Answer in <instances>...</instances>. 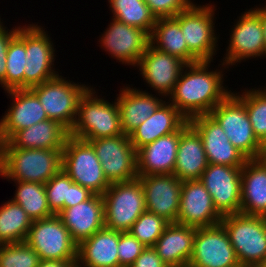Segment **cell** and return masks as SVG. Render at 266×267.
Returning a JSON list of instances; mask_svg holds the SVG:
<instances>
[{"instance_id":"obj_1","label":"cell","mask_w":266,"mask_h":267,"mask_svg":"<svg viewBox=\"0 0 266 267\" xmlns=\"http://www.w3.org/2000/svg\"><path fill=\"white\" fill-rule=\"evenodd\" d=\"M210 64V61L187 64L168 97V101L188 120L198 115L210 114L232 92L228 86H223L222 67L211 70Z\"/></svg>"},{"instance_id":"obj_2","label":"cell","mask_w":266,"mask_h":267,"mask_svg":"<svg viewBox=\"0 0 266 267\" xmlns=\"http://www.w3.org/2000/svg\"><path fill=\"white\" fill-rule=\"evenodd\" d=\"M63 149H21L0 143V176L7 181L47 183L62 169Z\"/></svg>"},{"instance_id":"obj_3","label":"cell","mask_w":266,"mask_h":267,"mask_svg":"<svg viewBox=\"0 0 266 267\" xmlns=\"http://www.w3.org/2000/svg\"><path fill=\"white\" fill-rule=\"evenodd\" d=\"M97 93L90 85L80 97L71 136L89 141L123 134L116 99L111 103Z\"/></svg>"},{"instance_id":"obj_4","label":"cell","mask_w":266,"mask_h":267,"mask_svg":"<svg viewBox=\"0 0 266 267\" xmlns=\"http://www.w3.org/2000/svg\"><path fill=\"white\" fill-rule=\"evenodd\" d=\"M242 266L258 267L266 255V217L236 213L222 217Z\"/></svg>"},{"instance_id":"obj_5","label":"cell","mask_w":266,"mask_h":267,"mask_svg":"<svg viewBox=\"0 0 266 267\" xmlns=\"http://www.w3.org/2000/svg\"><path fill=\"white\" fill-rule=\"evenodd\" d=\"M215 4H192L175 18L179 21L189 52L198 61L213 62L219 36L216 34ZM215 18V19H214Z\"/></svg>"},{"instance_id":"obj_6","label":"cell","mask_w":266,"mask_h":267,"mask_svg":"<svg viewBox=\"0 0 266 267\" xmlns=\"http://www.w3.org/2000/svg\"><path fill=\"white\" fill-rule=\"evenodd\" d=\"M105 227L129 232L134 222L146 211L145 194L140 180L113 183L104 194Z\"/></svg>"},{"instance_id":"obj_7","label":"cell","mask_w":266,"mask_h":267,"mask_svg":"<svg viewBox=\"0 0 266 267\" xmlns=\"http://www.w3.org/2000/svg\"><path fill=\"white\" fill-rule=\"evenodd\" d=\"M68 80L58 75L30 90L38 97L48 119L61 123L71 131L76 121L79 99L90 86Z\"/></svg>"},{"instance_id":"obj_8","label":"cell","mask_w":266,"mask_h":267,"mask_svg":"<svg viewBox=\"0 0 266 267\" xmlns=\"http://www.w3.org/2000/svg\"><path fill=\"white\" fill-rule=\"evenodd\" d=\"M62 169L74 183L88 188L94 194L103 195L111 185L93 146L71 135L62 150Z\"/></svg>"},{"instance_id":"obj_9","label":"cell","mask_w":266,"mask_h":267,"mask_svg":"<svg viewBox=\"0 0 266 267\" xmlns=\"http://www.w3.org/2000/svg\"><path fill=\"white\" fill-rule=\"evenodd\" d=\"M210 114L221 125L231 144L248 160L260 159L263 145L253 133L245 104L233 92Z\"/></svg>"},{"instance_id":"obj_10","label":"cell","mask_w":266,"mask_h":267,"mask_svg":"<svg viewBox=\"0 0 266 267\" xmlns=\"http://www.w3.org/2000/svg\"><path fill=\"white\" fill-rule=\"evenodd\" d=\"M25 242L40 260H77L78 244L58 215L34 220Z\"/></svg>"},{"instance_id":"obj_11","label":"cell","mask_w":266,"mask_h":267,"mask_svg":"<svg viewBox=\"0 0 266 267\" xmlns=\"http://www.w3.org/2000/svg\"><path fill=\"white\" fill-rule=\"evenodd\" d=\"M237 18L239 19H236L237 22L235 21L234 27L231 28L229 45L221 61L222 64L218 65H222L223 70L238 65L246 59L266 58L264 31L259 14L250 8Z\"/></svg>"},{"instance_id":"obj_12","label":"cell","mask_w":266,"mask_h":267,"mask_svg":"<svg viewBox=\"0 0 266 267\" xmlns=\"http://www.w3.org/2000/svg\"><path fill=\"white\" fill-rule=\"evenodd\" d=\"M88 142L93 146L110 184L138 178L137 151L128 135L123 133L115 137L91 139Z\"/></svg>"},{"instance_id":"obj_13","label":"cell","mask_w":266,"mask_h":267,"mask_svg":"<svg viewBox=\"0 0 266 267\" xmlns=\"http://www.w3.org/2000/svg\"><path fill=\"white\" fill-rule=\"evenodd\" d=\"M27 63L24 68V89H30L59 75L54 66L55 49L47 31L38 25L25 24Z\"/></svg>"},{"instance_id":"obj_14","label":"cell","mask_w":266,"mask_h":267,"mask_svg":"<svg viewBox=\"0 0 266 267\" xmlns=\"http://www.w3.org/2000/svg\"><path fill=\"white\" fill-rule=\"evenodd\" d=\"M240 263L222 225L196 228L188 267H237Z\"/></svg>"},{"instance_id":"obj_15","label":"cell","mask_w":266,"mask_h":267,"mask_svg":"<svg viewBox=\"0 0 266 267\" xmlns=\"http://www.w3.org/2000/svg\"><path fill=\"white\" fill-rule=\"evenodd\" d=\"M242 167L208 164L200 181L212 197L214 207L223 217L240 213Z\"/></svg>"},{"instance_id":"obj_16","label":"cell","mask_w":266,"mask_h":267,"mask_svg":"<svg viewBox=\"0 0 266 267\" xmlns=\"http://www.w3.org/2000/svg\"><path fill=\"white\" fill-rule=\"evenodd\" d=\"M111 19L98 41L100 48L123 65L135 68L150 44L149 34L143 29Z\"/></svg>"},{"instance_id":"obj_17","label":"cell","mask_w":266,"mask_h":267,"mask_svg":"<svg viewBox=\"0 0 266 267\" xmlns=\"http://www.w3.org/2000/svg\"><path fill=\"white\" fill-rule=\"evenodd\" d=\"M187 64L170 54L163 53L150 44L142 54L137 68L151 90L167 98L174 90L180 74Z\"/></svg>"},{"instance_id":"obj_18","label":"cell","mask_w":266,"mask_h":267,"mask_svg":"<svg viewBox=\"0 0 266 267\" xmlns=\"http://www.w3.org/2000/svg\"><path fill=\"white\" fill-rule=\"evenodd\" d=\"M188 122L201 136L209 164L244 166L248 159L231 144L223 128L211 114L192 117Z\"/></svg>"},{"instance_id":"obj_19","label":"cell","mask_w":266,"mask_h":267,"mask_svg":"<svg viewBox=\"0 0 266 267\" xmlns=\"http://www.w3.org/2000/svg\"><path fill=\"white\" fill-rule=\"evenodd\" d=\"M145 194L146 211L177 222L183 182L174 174L138 175Z\"/></svg>"},{"instance_id":"obj_20","label":"cell","mask_w":266,"mask_h":267,"mask_svg":"<svg viewBox=\"0 0 266 267\" xmlns=\"http://www.w3.org/2000/svg\"><path fill=\"white\" fill-rule=\"evenodd\" d=\"M221 220L203 183L200 180L183 181L177 223L201 228L216 225Z\"/></svg>"},{"instance_id":"obj_21","label":"cell","mask_w":266,"mask_h":267,"mask_svg":"<svg viewBox=\"0 0 266 267\" xmlns=\"http://www.w3.org/2000/svg\"><path fill=\"white\" fill-rule=\"evenodd\" d=\"M7 93L12 103L0 119V143L8 141L17 131L48 119L41 102L30 89H14Z\"/></svg>"},{"instance_id":"obj_22","label":"cell","mask_w":266,"mask_h":267,"mask_svg":"<svg viewBox=\"0 0 266 267\" xmlns=\"http://www.w3.org/2000/svg\"><path fill=\"white\" fill-rule=\"evenodd\" d=\"M187 121L178 131L159 137L137 150L138 175L173 174L180 134L189 126Z\"/></svg>"},{"instance_id":"obj_23","label":"cell","mask_w":266,"mask_h":267,"mask_svg":"<svg viewBox=\"0 0 266 267\" xmlns=\"http://www.w3.org/2000/svg\"><path fill=\"white\" fill-rule=\"evenodd\" d=\"M57 215L79 244L105 227L104 199L102 195L93 194L88 200L65 208Z\"/></svg>"},{"instance_id":"obj_24","label":"cell","mask_w":266,"mask_h":267,"mask_svg":"<svg viewBox=\"0 0 266 267\" xmlns=\"http://www.w3.org/2000/svg\"><path fill=\"white\" fill-rule=\"evenodd\" d=\"M121 232L103 227L81 241L76 267H119L118 243Z\"/></svg>"},{"instance_id":"obj_25","label":"cell","mask_w":266,"mask_h":267,"mask_svg":"<svg viewBox=\"0 0 266 267\" xmlns=\"http://www.w3.org/2000/svg\"><path fill=\"white\" fill-rule=\"evenodd\" d=\"M117 96L121 129L125 135L135 130L165 101L146 90L131 88L130 85L121 88Z\"/></svg>"},{"instance_id":"obj_26","label":"cell","mask_w":266,"mask_h":267,"mask_svg":"<svg viewBox=\"0 0 266 267\" xmlns=\"http://www.w3.org/2000/svg\"><path fill=\"white\" fill-rule=\"evenodd\" d=\"M166 101L128 135L136 151L159 137L178 131L188 121L178 109Z\"/></svg>"},{"instance_id":"obj_27","label":"cell","mask_w":266,"mask_h":267,"mask_svg":"<svg viewBox=\"0 0 266 267\" xmlns=\"http://www.w3.org/2000/svg\"><path fill=\"white\" fill-rule=\"evenodd\" d=\"M196 228L169 223L153 248L168 267H188Z\"/></svg>"},{"instance_id":"obj_28","label":"cell","mask_w":266,"mask_h":267,"mask_svg":"<svg viewBox=\"0 0 266 267\" xmlns=\"http://www.w3.org/2000/svg\"><path fill=\"white\" fill-rule=\"evenodd\" d=\"M240 213L266 217V165L261 159L247 160L242 167Z\"/></svg>"},{"instance_id":"obj_29","label":"cell","mask_w":266,"mask_h":267,"mask_svg":"<svg viewBox=\"0 0 266 267\" xmlns=\"http://www.w3.org/2000/svg\"><path fill=\"white\" fill-rule=\"evenodd\" d=\"M208 164L202 138L198 132L189 125L180 134L173 174L182 182L200 180Z\"/></svg>"},{"instance_id":"obj_30","label":"cell","mask_w":266,"mask_h":267,"mask_svg":"<svg viewBox=\"0 0 266 267\" xmlns=\"http://www.w3.org/2000/svg\"><path fill=\"white\" fill-rule=\"evenodd\" d=\"M69 136L65 126L47 119L17 131L7 142L21 149H63Z\"/></svg>"},{"instance_id":"obj_31","label":"cell","mask_w":266,"mask_h":267,"mask_svg":"<svg viewBox=\"0 0 266 267\" xmlns=\"http://www.w3.org/2000/svg\"><path fill=\"white\" fill-rule=\"evenodd\" d=\"M150 45L186 64L199 62L188 50L180 23L175 17L159 18L149 35Z\"/></svg>"},{"instance_id":"obj_32","label":"cell","mask_w":266,"mask_h":267,"mask_svg":"<svg viewBox=\"0 0 266 267\" xmlns=\"http://www.w3.org/2000/svg\"><path fill=\"white\" fill-rule=\"evenodd\" d=\"M32 219L12 199L0 206V244L24 242L27 239Z\"/></svg>"},{"instance_id":"obj_33","label":"cell","mask_w":266,"mask_h":267,"mask_svg":"<svg viewBox=\"0 0 266 267\" xmlns=\"http://www.w3.org/2000/svg\"><path fill=\"white\" fill-rule=\"evenodd\" d=\"M11 181L16 184V192L12 200L25 210L32 221L54 215L49 209L47 194L43 183L17 180Z\"/></svg>"},{"instance_id":"obj_34","label":"cell","mask_w":266,"mask_h":267,"mask_svg":"<svg viewBox=\"0 0 266 267\" xmlns=\"http://www.w3.org/2000/svg\"><path fill=\"white\" fill-rule=\"evenodd\" d=\"M108 3L113 19L151 34L157 19L144 0H108Z\"/></svg>"},{"instance_id":"obj_35","label":"cell","mask_w":266,"mask_h":267,"mask_svg":"<svg viewBox=\"0 0 266 267\" xmlns=\"http://www.w3.org/2000/svg\"><path fill=\"white\" fill-rule=\"evenodd\" d=\"M26 60L25 26H21L7 49L5 92L14 89H24Z\"/></svg>"},{"instance_id":"obj_36","label":"cell","mask_w":266,"mask_h":267,"mask_svg":"<svg viewBox=\"0 0 266 267\" xmlns=\"http://www.w3.org/2000/svg\"><path fill=\"white\" fill-rule=\"evenodd\" d=\"M243 91V92H242ZM233 93L245 104L252 130L259 142L266 143V98L255 88Z\"/></svg>"},{"instance_id":"obj_37","label":"cell","mask_w":266,"mask_h":267,"mask_svg":"<svg viewBox=\"0 0 266 267\" xmlns=\"http://www.w3.org/2000/svg\"><path fill=\"white\" fill-rule=\"evenodd\" d=\"M169 222L150 212H143L134 222L130 233L145 247H153Z\"/></svg>"},{"instance_id":"obj_38","label":"cell","mask_w":266,"mask_h":267,"mask_svg":"<svg viewBox=\"0 0 266 267\" xmlns=\"http://www.w3.org/2000/svg\"><path fill=\"white\" fill-rule=\"evenodd\" d=\"M38 253L25 241L0 244V267H37Z\"/></svg>"},{"instance_id":"obj_39","label":"cell","mask_w":266,"mask_h":267,"mask_svg":"<svg viewBox=\"0 0 266 267\" xmlns=\"http://www.w3.org/2000/svg\"><path fill=\"white\" fill-rule=\"evenodd\" d=\"M74 181L61 169L47 183L44 184L47 203L54 215L65 209V202H69V187Z\"/></svg>"},{"instance_id":"obj_40","label":"cell","mask_w":266,"mask_h":267,"mask_svg":"<svg viewBox=\"0 0 266 267\" xmlns=\"http://www.w3.org/2000/svg\"><path fill=\"white\" fill-rule=\"evenodd\" d=\"M145 248L130 232H121L117 248L119 267H130Z\"/></svg>"},{"instance_id":"obj_41","label":"cell","mask_w":266,"mask_h":267,"mask_svg":"<svg viewBox=\"0 0 266 267\" xmlns=\"http://www.w3.org/2000/svg\"><path fill=\"white\" fill-rule=\"evenodd\" d=\"M156 19L175 17L183 10L189 8L192 0H144Z\"/></svg>"},{"instance_id":"obj_42","label":"cell","mask_w":266,"mask_h":267,"mask_svg":"<svg viewBox=\"0 0 266 267\" xmlns=\"http://www.w3.org/2000/svg\"><path fill=\"white\" fill-rule=\"evenodd\" d=\"M1 20L0 16V85L5 90L7 49L11 40L17 35L21 25L9 30Z\"/></svg>"},{"instance_id":"obj_43","label":"cell","mask_w":266,"mask_h":267,"mask_svg":"<svg viewBox=\"0 0 266 267\" xmlns=\"http://www.w3.org/2000/svg\"><path fill=\"white\" fill-rule=\"evenodd\" d=\"M130 267H168L153 247H146Z\"/></svg>"},{"instance_id":"obj_44","label":"cell","mask_w":266,"mask_h":267,"mask_svg":"<svg viewBox=\"0 0 266 267\" xmlns=\"http://www.w3.org/2000/svg\"><path fill=\"white\" fill-rule=\"evenodd\" d=\"M94 193L77 183L69 187V202H65V208H70L88 200Z\"/></svg>"},{"instance_id":"obj_45","label":"cell","mask_w":266,"mask_h":267,"mask_svg":"<svg viewBox=\"0 0 266 267\" xmlns=\"http://www.w3.org/2000/svg\"><path fill=\"white\" fill-rule=\"evenodd\" d=\"M77 260H40L37 267H76Z\"/></svg>"},{"instance_id":"obj_46","label":"cell","mask_w":266,"mask_h":267,"mask_svg":"<svg viewBox=\"0 0 266 267\" xmlns=\"http://www.w3.org/2000/svg\"><path fill=\"white\" fill-rule=\"evenodd\" d=\"M260 17L262 26H263V31H264V44H265V49H266V4L264 5V7H255L253 8Z\"/></svg>"},{"instance_id":"obj_47","label":"cell","mask_w":266,"mask_h":267,"mask_svg":"<svg viewBox=\"0 0 266 267\" xmlns=\"http://www.w3.org/2000/svg\"><path fill=\"white\" fill-rule=\"evenodd\" d=\"M260 159L265 163L266 165V143L263 145L262 153L260 156Z\"/></svg>"},{"instance_id":"obj_48","label":"cell","mask_w":266,"mask_h":267,"mask_svg":"<svg viewBox=\"0 0 266 267\" xmlns=\"http://www.w3.org/2000/svg\"><path fill=\"white\" fill-rule=\"evenodd\" d=\"M255 89L266 98V86L264 88L263 87H260V88L255 87Z\"/></svg>"},{"instance_id":"obj_49","label":"cell","mask_w":266,"mask_h":267,"mask_svg":"<svg viewBox=\"0 0 266 267\" xmlns=\"http://www.w3.org/2000/svg\"><path fill=\"white\" fill-rule=\"evenodd\" d=\"M258 267H266V255L263 261L258 265Z\"/></svg>"}]
</instances>
